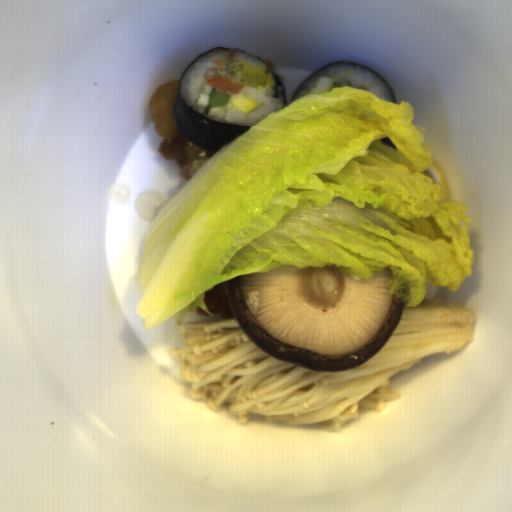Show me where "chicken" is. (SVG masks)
<instances>
[{"instance_id":"chicken-1","label":"chicken","mask_w":512,"mask_h":512,"mask_svg":"<svg viewBox=\"0 0 512 512\" xmlns=\"http://www.w3.org/2000/svg\"><path fill=\"white\" fill-rule=\"evenodd\" d=\"M178 83L179 79H173L157 84L147 105L152 126L160 137V155L165 160H174L178 178L188 181L216 154L197 147L180 133L174 121Z\"/></svg>"}]
</instances>
